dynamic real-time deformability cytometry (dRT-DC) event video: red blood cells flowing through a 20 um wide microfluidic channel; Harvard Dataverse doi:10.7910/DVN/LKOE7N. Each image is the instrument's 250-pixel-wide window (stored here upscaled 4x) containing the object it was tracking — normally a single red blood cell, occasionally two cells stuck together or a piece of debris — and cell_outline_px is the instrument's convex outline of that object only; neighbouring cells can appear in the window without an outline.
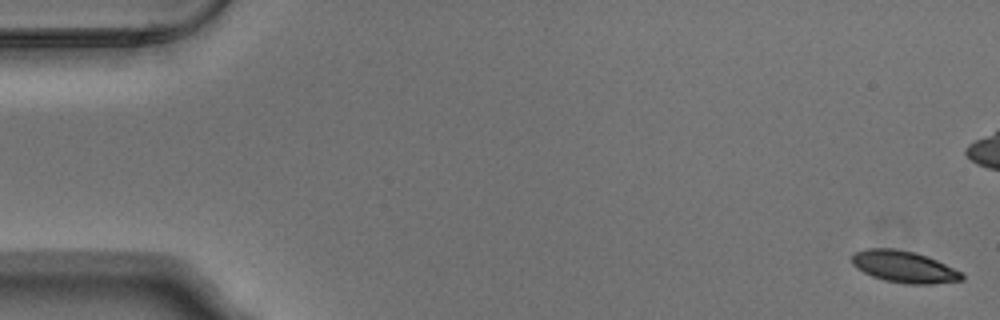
{"species": "Egyptian fruit bat (a non-hibernating species)", "species_latin": "Rousettus aegyptiacus", "temperature_condition": "warm", "stored_images_in_passage": 17, "camera_frame_rate_fps": 3000, "um_per_image_px": 0.085, "animal": {"sex": "male"}, "frame": {"image": 1, "passage_image": 1, "time_ms": 0.0, "image_size_px": [1000, 320], "cell_outline_px": [[964, 280], [932, 284], [908, 284], [884, 280], [872, 276], [856, 268], [852, 264], [852, 256], [856, 252], [864, 248], [896, 248], [916, 252], [928, 256], [964, 272]], "centroid_in_image_um": [76.88, 22.67], "position_along_channel_um": 8.1, "area_um2": 20.63}}